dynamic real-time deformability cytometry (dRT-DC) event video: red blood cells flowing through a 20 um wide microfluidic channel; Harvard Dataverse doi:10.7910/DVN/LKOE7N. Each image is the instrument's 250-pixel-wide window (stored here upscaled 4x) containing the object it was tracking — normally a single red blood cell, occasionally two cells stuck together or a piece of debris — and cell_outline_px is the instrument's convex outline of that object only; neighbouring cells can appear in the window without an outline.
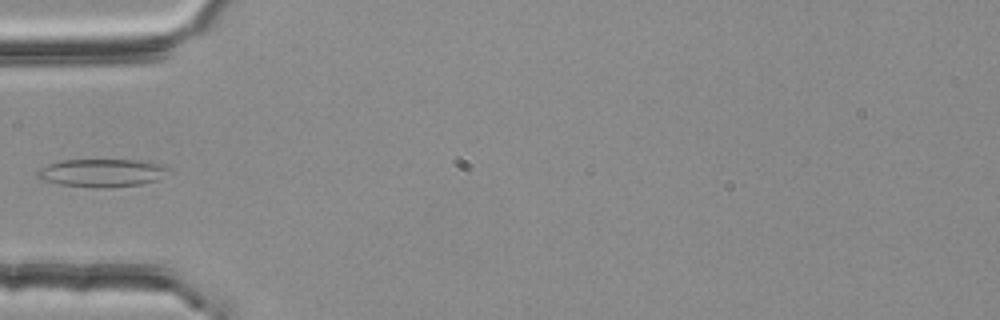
{"species": "common noctule bat (a hibernating species)", "species_latin": "Nyctalus noctula", "temperature_condition": "room temperature", "stored_images_in_passage": 3, "camera_frame_rate_fps": 3000, "um_per_image_px": 0.085, "animal": {"sex": "female", "body_mass_g": 25.1}, "frame": {"image": 1, "passage_image": 3, "time_ms": 0.667, "image_size_px": [1000, 320], "cell_outline_px": [[168, 168], [156, 180], [140, 184], [104, 188], [60, 184], [40, 180], [36, 176], [36, 172], [48, 164], [60, 160], [136, 160], [164, 164]], "centroid_in_image_um": [8.59, 14.68], "position_along_channel_um": 76.4, "area_um2": 21.04}}